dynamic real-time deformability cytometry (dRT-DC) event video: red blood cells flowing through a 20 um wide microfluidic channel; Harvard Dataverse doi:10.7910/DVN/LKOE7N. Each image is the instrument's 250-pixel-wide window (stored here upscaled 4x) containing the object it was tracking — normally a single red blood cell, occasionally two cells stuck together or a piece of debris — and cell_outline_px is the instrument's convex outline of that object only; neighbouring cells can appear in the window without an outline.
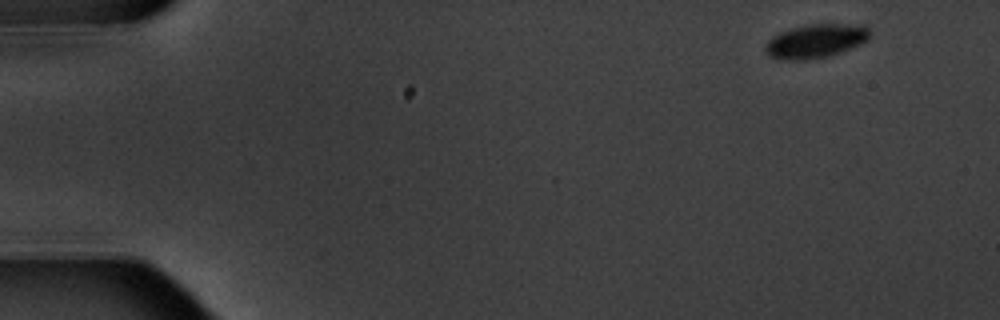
{"species": "common noctule bat (a hibernating species)", "species_latin": "Nyctalus noctula", "temperature_condition": "warm", "stored_images_in_passage": 7, "camera_frame_rate_fps": 3000, "um_per_image_px": 0.085, "animal": {"sex": "male", "body_mass_g": 20.1, "forearm_length_mm": 53.5}, "frame": {"image": 1, "passage_image": 1, "time_ms": 0.0, "image_size_px": [1000, 320], "cell_outline_px": [[868, 40], [860, 44], [840, 52], [828, 56], [808, 60], [784, 60], [768, 56], [764, 52], [764, 44], [772, 36], [780, 32], [804, 24], [864, 24], [868, 28]], "centroid_in_image_um": [69.28, 3.49], "position_along_channel_um": 15.7, "area_um2": 20.81}}
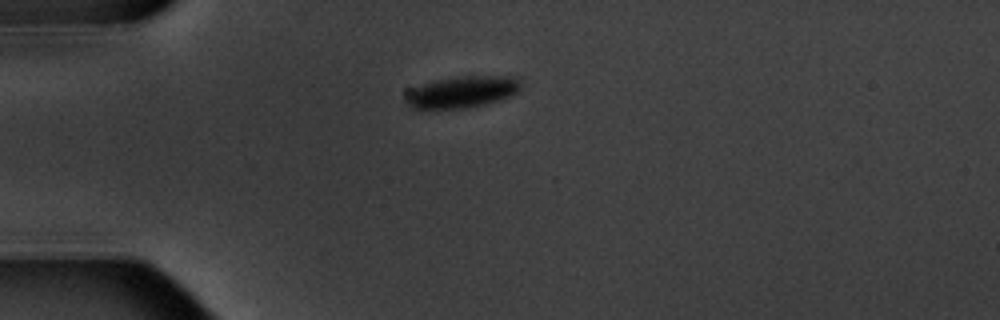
{"frame": {"image": 2, "passage_image": 4, "time_ms": 3.667, "image_size_px": [1000, 320], "cell_outline_px": [[520, 88], [516, 92], [508, 96], [484, 104], [468, 108], [408, 108], [404, 104], [400, 96], [400, 88], [436, 80], [460, 76], [516, 76], [520, 80]], "centroid_in_image_um": [39.03, 7.81], "position_along_channel_um": 46.0, "area_um2": 22.02}}